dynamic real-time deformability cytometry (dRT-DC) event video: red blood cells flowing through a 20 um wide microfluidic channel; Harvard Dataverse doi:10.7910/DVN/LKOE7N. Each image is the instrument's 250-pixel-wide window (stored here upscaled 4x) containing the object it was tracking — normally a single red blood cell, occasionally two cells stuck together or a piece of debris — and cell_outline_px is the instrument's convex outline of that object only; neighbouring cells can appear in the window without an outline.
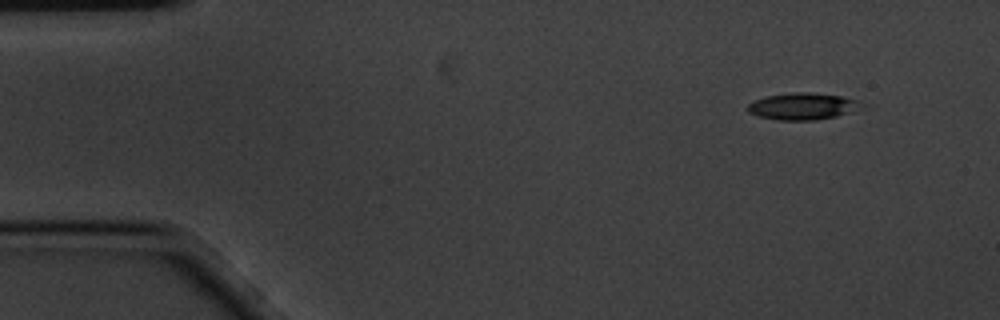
{"species": "common noctule bat (a hibernating species)", "species_latin": "Nyctalus noctula", "temperature_condition": "cold", "stored_images_in_passage": 5, "camera_frame_rate_fps": 3000, "um_per_image_px": 0.085, "animal": {"sex": "male", "body_mass_g": 20.1, "forearm_length_mm": 53.5}, "frame": {"image": 1, "passage_image": 1, "time_ms": 0.0, "image_size_px": [1000, 320], "cell_outline_px": [[872, 108], [836, 116], [816, 120], [776, 120], [760, 116], [748, 112], [748, 104], [764, 96], [796, 92], [808, 92], [840, 96], [860, 100], [872, 104]], "centroid_in_image_um": [68.44, 9.04], "position_along_channel_um": 16.6, "area_um2": 18.38}}
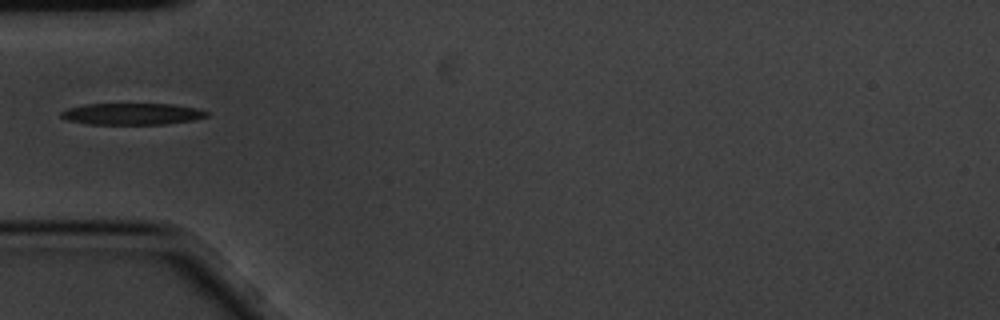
{"frame": {"image": 2, "passage_image": 4, "time_ms": 1.0, "image_size_px": [1000, 320], "cell_outline_px": [[208, 116], [192, 120], [164, 124], [88, 124], [68, 120], [60, 116], [60, 112], [68, 108], [84, 104], [172, 104], [196, 108], [208, 112]], "centroid_in_image_um": [11.2, 9.68], "position_along_channel_um": 73.8, "area_um2": 18.21}}
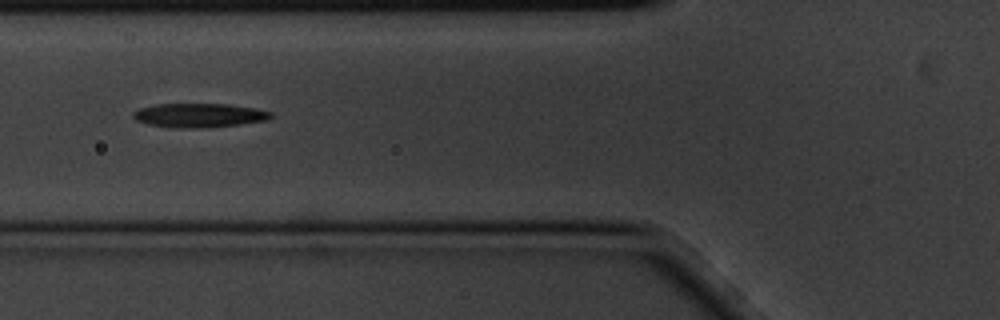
{"frame": {"image": 3, "passage_image": 5, "time_ms": 1.333, "image_size_px": [1000, 320], "cell_outline_px": [[276, 116], [268, 120], [240, 124], [204, 128], [176, 128], [148, 124], [136, 120], [132, 116], [132, 112], [140, 108], [156, 104], [228, 104], [252, 108], [272, 112]], "centroid_in_image_um": [16.94, 9.81], "position_along_channel_um": 108.9, "area_um2": 19.36}}